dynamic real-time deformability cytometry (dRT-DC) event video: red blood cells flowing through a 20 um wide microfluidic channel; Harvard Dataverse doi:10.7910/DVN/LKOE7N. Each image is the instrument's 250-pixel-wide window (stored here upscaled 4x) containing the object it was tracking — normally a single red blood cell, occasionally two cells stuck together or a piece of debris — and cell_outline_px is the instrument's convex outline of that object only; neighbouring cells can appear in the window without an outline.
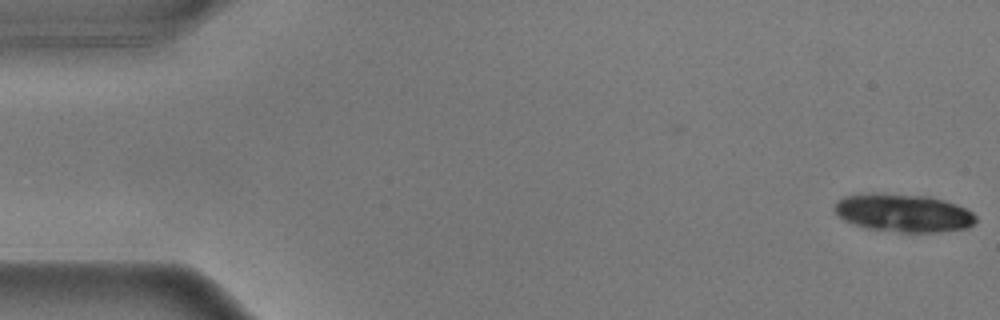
{"species": "common noctule bat (a hibernating species)", "species_latin": "Nyctalus noctula", "temperature_condition": "warm", "stored_images_in_passage": 7, "camera_frame_rate_fps": 3000, "um_per_image_px": 0.085, "animal": {"sex": "male", "body_mass_g": 17.9}, "frame": {"image": 1, "passage_image": 1, "time_ms": 0.0, "image_size_px": [1000, 320], "cell_outline_px": [[976, 220], [972, 224], [964, 228], [932, 232], [900, 232], [868, 228], [844, 220], [832, 208], [836, 200], [844, 196], [872, 192], [932, 196], [956, 204], [972, 212], [976, 216]], "centroid_in_image_um": [76.74, 18.07], "position_along_channel_um": 8.3, "area_um2": 31.27}}